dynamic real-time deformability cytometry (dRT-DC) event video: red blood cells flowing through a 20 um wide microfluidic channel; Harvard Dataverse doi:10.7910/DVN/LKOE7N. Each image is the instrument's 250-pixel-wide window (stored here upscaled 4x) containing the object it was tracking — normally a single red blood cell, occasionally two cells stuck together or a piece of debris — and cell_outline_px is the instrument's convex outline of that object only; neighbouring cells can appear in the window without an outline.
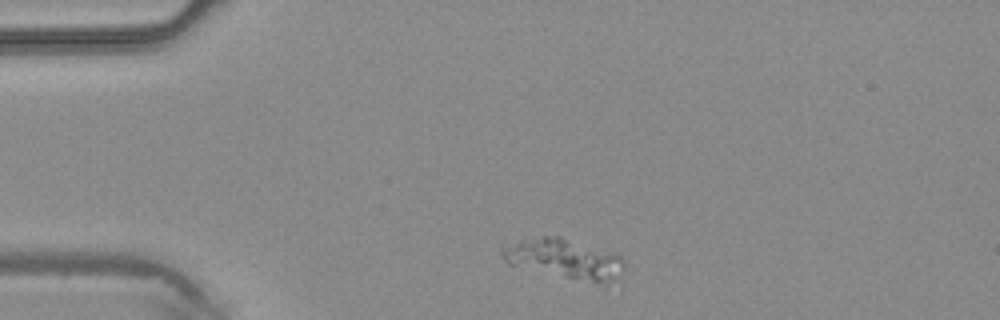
{"species": "common noctule bat (a hibernating species)", "species_latin": "Nyctalus noctula", "temperature_condition": "warm", "stored_images_in_passage": 2, "camera_frame_rate_fps": 3000, "um_per_image_px": 0.085, "animal": {"sex": "male", "body_mass_g": 20.4}, "frame": {"image": 1, "passage_image": 1, "time_ms": 0.0, "image_size_px": [1000, 320], "cell_outline_px": [[624, 268], [608, 288], [604, 288], [508, 264], [504, 260], [500, 252], [500, 244], [520, 240], [544, 236], [560, 236], [616, 252], [624, 260]], "centroid_in_image_um": [48.03, 22.05], "position_along_channel_um": 37.0, "area_um2": 29.82}}